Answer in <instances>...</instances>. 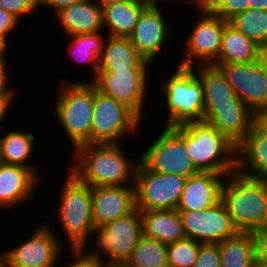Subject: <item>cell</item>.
I'll return each instance as SVG.
<instances>
[{
    "instance_id": "1",
    "label": "cell",
    "mask_w": 267,
    "mask_h": 267,
    "mask_svg": "<svg viewBox=\"0 0 267 267\" xmlns=\"http://www.w3.org/2000/svg\"><path fill=\"white\" fill-rule=\"evenodd\" d=\"M123 145L86 144L78 147L71 153L73 161L70 160L67 170L91 187L134 186L140 157L134 160Z\"/></svg>"
},
{
    "instance_id": "2",
    "label": "cell",
    "mask_w": 267,
    "mask_h": 267,
    "mask_svg": "<svg viewBox=\"0 0 267 267\" xmlns=\"http://www.w3.org/2000/svg\"><path fill=\"white\" fill-rule=\"evenodd\" d=\"M221 200L238 232L267 228V179L247 177L238 171L228 174Z\"/></svg>"
},
{
    "instance_id": "3",
    "label": "cell",
    "mask_w": 267,
    "mask_h": 267,
    "mask_svg": "<svg viewBox=\"0 0 267 267\" xmlns=\"http://www.w3.org/2000/svg\"><path fill=\"white\" fill-rule=\"evenodd\" d=\"M67 80L62 78L58 82L56 98L51 105L58 124L72 144L73 152L78 147L91 144L94 85L88 79Z\"/></svg>"
},
{
    "instance_id": "4",
    "label": "cell",
    "mask_w": 267,
    "mask_h": 267,
    "mask_svg": "<svg viewBox=\"0 0 267 267\" xmlns=\"http://www.w3.org/2000/svg\"><path fill=\"white\" fill-rule=\"evenodd\" d=\"M67 174L58 199L56 217L60 224L58 228L64 235L55 233L64 239L68 249H81L90 240L92 231L96 228L92 216V187L80 182L71 172ZM63 237H62V236ZM70 247V248H69Z\"/></svg>"
},
{
    "instance_id": "5",
    "label": "cell",
    "mask_w": 267,
    "mask_h": 267,
    "mask_svg": "<svg viewBox=\"0 0 267 267\" xmlns=\"http://www.w3.org/2000/svg\"><path fill=\"white\" fill-rule=\"evenodd\" d=\"M185 144L198 171L227 175L237 171V146L214 125L186 123Z\"/></svg>"
},
{
    "instance_id": "6",
    "label": "cell",
    "mask_w": 267,
    "mask_h": 267,
    "mask_svg": "<svg viewBox=\"0 0 267 267\" xmlns=\"http://www.w3.org/2000/svg\"><path fill=\"white\" fill-rule=\"evenodd\" d=\"M142 236V219L136 208L130 214L95 228L90 237L93 239L88 240L81 250L88 257L102 260L109 267H123ZM90 242L94 244L93 249L89 247Z\"/></svg>"
},
{
    "instance_id": "7",
    "label": "cell",
    "mask_w": 267,
    "mask_h": 267,
    "mask_svg": "<svg viewBox=\"0 0 267 267\" xmlns=\"http://www.w3.org/2000/svg\"><path fill=\"white\" fill-rule=\"evenodd\" d=\"M158 86L165 97V127H176L190 122L203 121L204 88L192 67H176Z\"/></svg>"
},
{
    "instance_id": "8",
    "label": "cell",
    "mask_w": 267,
    "mask_h": 267,
    "mask_svg": "<svg viewBox=\"0 0 267 267\" xmlns=\"http://www.w3.org/2000/svg\"><path fill=\"white\" fill-rule=\"evenodd\" d=\"M160 133V134H159ZM155 135V140L144 151L137 154L140 160L155 172L190 177L198 173L186 144L185 124L176 127H165Z\"/></svg>"
},
{
    "instance_id": "9",
    "label": "cell",
    "mask_w": 267,
    "mask_h": 267,
    "mask_svg": "<svg viewBox=\"0 0 267 267\" xmlns=\"http://www.w3.org/2000/svg\"><path fill=\"white\" fill-rule=\"evenodd\" d=\"M141 122L124 104L94 87L91 144H120L124 137L132 135L136 138L142 129Z\"/></svg>"
},
{
    "instance_id": "10",
    "label": "cell",
    "mask_w": 267,
    "mask_h": 267,
    "mask_svg": "<svg viewBox=\"0 0 267 267\" xmlns=\"http://www.w3.org/2000/svg\"><path fill=\"white\" fill-rule=\"evenodd\" d=\"M49 222L52 224L46 220L37 227L34 225L35 232L23 242L1 251L7 257L9 267H59V263L63 262L61 258L64 260L63 256H70L62 254L68 248H64V240L57 237L56 228Z\"/></svg>"
},
{
    "instance_id": "11",
    "label": "cell",
    "mask_w": 267,
    "mask_h": 267,
    "mask_svg": "<svg viewBox=\"0 0 267 267\" xmlns=\"http://www.w3.org/2000/svg\"><path fill=\"white\" fill-rule=\"evenodd\" d=\"M150 72V69L97 71L90 82L100 93L128 107L142 121L147 113V94L151 91L148 87L151 86L148 82Z\"/></svg>"
},
{
    "instance_id": "12",
    "label": "cell",
    "mask_w": 267,
    "mask_h": 267,
    "mask_svg": "<svg viewBox=\"0 0 267 267\" xmlns=\"http://www.w3.org/2000/svg\"><path fill=\"white\" fill-rule=\"evenodd\" d=\"M187 177L150 170L139 160L135 199L139 211L177 209Z\"/></svg>"
},
{
    "instance_id": "13",
    "label": "cell",
    "mask_w": 267,
    "mask_h": 267,
    "mask_svg": "<svg viewBox=\"0 0 267 267\" xmlns=\"http://www.w3.org/2000/svg\"><path fill=\"white\" fill-rule=\"evenodd\" d=\"M197 22L189 31L183 58L178 61L182 67L212 65L219 56L222 34L228 21L212 12H198ZM199 17V18H198Z\"/></svg>"
},
{
    "instance_id": "14",
    "label": "cell",
    "mask_w": 267,
    "mask_h": 267,
    "mask_svg": "<svg viewBox=\"0 0 267 267\" xmlns=\"http://www.w3.org/2000/svg\"><path fill=\"white\" fill-rule=\"evenodd\" d=\"M233 88L237 97L255 114L267 107V59L251 63L212 64Z\"/></svg>"
},
{
    "instance_id": "15",
    "label": "cell",
    "mask_w": 267,
    "mask_h": 267,
    "mask_svg": "<svg viewBox=\"0 0 267 267\" xmlns=\"http://www.w3.org/2000/svg\"><path fill=\"white\" fill-rule=\"evenodd\" d=\"M179 213L185 237L198 243L217 244L238 233L222 200L203 210Z\"/></svg>"
},
{
    "instance_id": "16",
    "label": "cell",
    "mask_w": 267,
    "mask_h": 267,
    "mask_svg": "<svg viewBox=\"0 0 267 267\" xmlns=\"http://www.w3.org/2000/svg\"><path fill=\"white\" fill-rule=\"evenodd\" d=\"M162 11L161 7H147L141 13L135 29L128 37L138 53L152 64L158 60L159 54L164 52L166 44L169 45L176 37L173 34L172 26L166 20L170 17H167Z\"/></svg>"
},
{
    "instance_id": "17",
    "label": "cell",
    "mask_w": 267,
    "mask_h": 267,
    "mask_svg": "<svg viewBox=\"0 0 267 267\" xmlns=\"http://www.w3.org/2000/svg\"><path fill=\"white\" fill-rule=\"evenodd\" d=\"M40 182L41 179L29 168L0 164V209L14 212L19 205L30 203V199L32 202Z\"/></svg>"
},
{
    "instance_id": "18",
    "label": "cell",
    "mask_w": 267,
    "mask_h": 267,
    "mask_svg": "<svg viewBox=\"0 0 267 267\" xmlns=\"http://www.w3.org/2000/svg\"><path fill=\"white\" fill-rule=\"evenodd\" d=\"M135 209V186L92 187V216L96 228Z\"/></svg>"
},
{
    "instance_id": "19",
    "label": "cell",
    "mask_w": 267,
    "mask_h": 267,
    "mask_svg": "<svg viewBox=\"0 0 267 267\" xmlns=\"http://www.w3.org/2000/svg\"><path fill=\"white\" fill-rule=\"evenodd\" d=\"M226 176L227 174L199 171L188 177L177 210H203L218 203Z\"/></svg>"
},
{
    "instance_id": "20",
    "label": "cell",
    "mask_w": 267,
    "mask_h": 267,
    "mask_svg": "<svg viewBox=\"0 0 267 267\" xmlns=\"http://www.w3.org/2000/svg\"><path fill=\"white\" fill-rule=\"evenodd\" d=\"M53 15L65 37L104 31L102 7L97 0H82Z\"/></svg>"
},
{
    "instance_id": "21",
    "label": "cell",
    "mask_w": 267,
    "mask_h": 267,
    "mask_svg": "<svg viewBox=\"0 0 267 267\" xmlns=\"http://www.w3.org/2000/svg\"><path fill=\"white\" fill-rule=\"evenodd\" d=\"M237 171L247 177L267 179V131L257 122L237 146Z\"/></svg>"
},
{
    "instance_id": "22",
    "label": "cell",
    "mask_w": 267,
    "mask_h": 267,
    "mask_svg": "<svg viewBox=\"0 0 267 267\" xmlns=\"http://www.w3.org/2000/svg\"><path fill=\"white\" fill-rule=\"evenodd\" d=\"M204 88V109L248 108L235 94L222 72L213 65L192 67Z\"/></svg>"
},
{
    "instance_id": "23",
    "label": "cell",
    "mask_w": 267,
    "mask_h": 267,
    "mask_svg": "<svg viewBox=\"0 0 267 267\" xmlns=\"http://www.w3.org/2000/svg\"><path fill=\"white\" fill-rule=\"evenodd\" d=\"M101 7L103 27L108 32L105 37H129L147 8L140 0H112L102 3Z\"/></svg>"
},
{
    "instance_id": "24",
    "label": "cell",
    "mask_w": 267,
    "mask_h": 267,
    "mask_svg": "<svg viewBox=\"0 0 267 267\" xmlns=\"http://www.w3.org/2000/svg\"><path fill=\"white\" fill-rule=\"evenodd\" d=\"M106 37L97 71L149 69L154 66L138 53L128 37Z\"/></svg>"
},
{
    "instance_id": "25",
    "label": "cell",
    "mask_w": 267,
    "mask_h": 267,
    "mask_svg": "<svg viewBox=\"0 0 267 267\" xmlns=\"http://www.w3.org/2000/svg\"><path fill=\"white\" fill-rule=\"evenodd\" d=\"M203 121L238 146L256 122V114L250 108L204 109Z\"/></svg>"
},
{
    "instance_id": "26",
    "label": "cell",
    "mask_w": 267,
    "mask_h": 267,
    "mask_svg": "<svg viewBox=\"0 0 267 267\" xmlns=\"http://www.w3.org/2000/svg\"><path fill=\"white\" fill-rule=\"evenodd\" d=\"M143 236L169 244L185 239L182 219L177 209L140 211Z\"/></svg>"
},
{
    "instance_id": "27",
    "label": "cell",
    "mask_w": 267,
    "mask_h": 267,
    "mask_svg": "<svg viewBox=\"0 0 267 267\" xmlns=\"http://www.w3.org/2000/svg\"><path fill=\"white\" fill-rule=\"evenodd\" d=\"M10 129L0 134L1 159L4 164L18 165L31 169L40 179V170L32 163L35 153L36 135L31 131ZM3 133V134H2ZM34 150V151H33Z\"/></svg>"
},
{
    "instance_id": "28",
    "label": "cell",
    "mask_w": 267,
    "mask_h": 267,
    "mask_svg": "<svg viewBox=\"0 0 267 267\" xmlns=\"http://www.w3.org/2000/svg\"><path fill=\"white\" fill-rule=\"evenodd\" d=\"M264 56V50L228 23L222 34L218 59L213 64L251 63Z\"/></svg>"
},
{
    "instance_id": "29",
    "label": "cell",
    "mask_w": 267,
    "mask_h": 267,
    "mask_svg": "<svg viewBox=\"0 0 267 267\" xmlns=\"http://www.w3.org/2000/svg\"><path fill=\"white\" fill-rule=\"evenodd\" d=\"M103 32L104 31L88 34H76L69 35L67 38L65 37V39H68V42H70L67 45V54L69 53L67 56H69L76 65H84V63L90 65L89 68L91 69V75L93 74V76L89 79V82L90 80L92 81L97 74L99 58L105 42Z\"/></svg>"
},
{
    "instance_id": "30",
    "label": "cell",
    "mask_w": 267,
    "mask_h": 267,
    "mask_svg": "<svg viewBox=\"0 0 267 267\" xmlns=\"http://www.w3.org/2000/svg\"><path fill=\"white\" fill-rule=\"evenodd\" d=\"M220 267H252L255 259V239L252 232H238L217 243Z\"/></svg>"
},
{
    "instance_id": "31",
    "label": "cell",
    "mask_w": 267,
    "mask_h": 267,
    "mask_svg": "<svg viewBox=\"0 0 267 267\" xmlns=\"http://www.w3.org/2000/svg\"><path fill=\"white\" fill-rule=\"evenodd\" d=\"M123 267H169L167 244L142 236Z\"/></svg>"
},
{
    "instance_id": "32",
    "label": "cell",
    "mask_w": 267,
    "mask_h": 267,
    "mask_svg": "<svg viewBox=\"0 0 267 267\" xmlns=\"http://www.w3.org/2000/svg\"><path fill=\"white\" fill-rule=\"evenodd\" d=\"M229 23L263 50L267 48V10L248 9Z\"/></svg>"
},
{
    "instance_id": "33",
    "label": "cell",
    "mask_w": 267,
    "mask_h": 267,
    "mask_svg": "<svg viewBox=\"0 0 267 267\" xmlns=\"http://www.w3.org/2000/svg\"><path fill=\"white\" fill-rule=\"evenodd\" d=\"M201 245L189 238L167 244L169 267H193Z\"/></svg>"
},
{
    "instance_id": "34",
    "label": "cell",
    "mask_w": 267,
    "mask_h": 267,
    "mask_svg": "<svg viewBox=\"0 0 267 267\" xmlns=\"http://www.w3.org/2000/svg\"><path fill=\"white\" fill-rule=\"evenodd\" d=\"M0 9L9 12L20 22L23 16L29 18L39 12L38 0H0Z\"/></svg>"
},
{
    "instance_id": "35",
    "label": "cell",
    "mask_w": 267,
    "mask_h": 267,
    "mask_svg": "<svg viewBox=\"0 0 267 267\" xmlns=\"http://www.w3.org/2000/svg\"><path fill=\"white\" fill-rule=\"evenodd\" d=\"M250 0H219L212 13L226 21L250 9Z\"/></svg>"
},
{
    "instance_id": "36",
    "label": "cell",
    "mask_w": 267,
    "mask_h": 267,
    "mask_svg": "<svg viewBox=\"0 0 267 267\" xmlns=\"http://www.w3.org/2000/svg\"><path fill=\"white\" fill-rule=\"evenodd\" d=\"M218 244H202L193 267H220Z\"/></svg>"
},
{
    "instance_id": "37",
    "label": "cell",
    "mask_w": 267,
    "mask_h": 267,
    "mask_svg": "<svg viewBox=\"0 0 267 267\" xmlns=\"http://www.w3.org/2000/svg\"><path fill=\"white\" fill-rule=\"evenodd\" d=\"M69 251L73 256L68 257L67 265L65 262L59 267H109L102 260L88 257L81 249H70Z\"/></svg>"
},
{
    "instance_id": "38",
    "label": "cell",
    "mask_w": 267,
    "mask_h": 267,
    "mask_svg": "<svg viewBox=\"0 0 267 267\" xmlns=\"http://www.w3.org/2000/svg\"><path fill=\"white\" fill-rule=\"evenodd\" d=\"M19 20L7 11L0 9V44L7 50L11 39V32L19 27ZM14 29V30H13ZM9 37V38H8ZM9 39V40H7Z\"/></svg>"
},
{
    "instance_id": "39",
    "label": "cell",
    "mask_w": 267,
    "mask_h": 267,
    "mask_svg": "<svg viewBox=\"0 0 267 267\" xmlns=\"http://www.w3.org/2000/svg\"><path fill=\"white\" fill-rule=\"evenodd\" d=\"M8 52L0 59V99H16V94L18 93L17 90H15L17 87L16 85L13 86V88L8 86L9 80V70L7 68V61L6 58H8ZM11 87V88H10ZM15 87V88H14ZM16 91V92H15Z\"/></svg>"
},
{
    "instance_id": "40",
    "label": "cell",
    "mask_w": 267,
    "mask_h": 267,
    "mask_svg": "<svg viewBox=\"0 0 267 267\" xmlns=\"http://www.w3.org/2000/svg\"><path fill=\"white\" fill-rule=\"evenodd\" d=\"M255 259L267 265V228L254 232Z\"/></svg>"
},
{
    "instance_id": "41",
    "label": "cell",
    "mask_w": 267,
    "mask_h": 267,
    "mask_svg": "<svg viewBox=\"0 0 267 267\" xmlns=\"http://www.w3.org/2000/svg\"><path fill=\"white\" fill-rule=\"evenodd\" d=\"M82 0H38V9L46 7L52 9V13H57L64 7L70 6L71 4L80 2Z\"/></svg>"
},
{
    "instance_id": "42",
    "label": "cell",
    "mask_w": 267,
    "mask_h": 267,
    "mask_svg": "<svg viewBox=\"0 0 267 267\" xmlns=\"http://www.w3.org/2000/svg\"><path fill=\"white\" fill-rule=\"evenodd\" d=\"M219 0H185L184 4L195 7L197 12H212Z\"/></svg>"
},
{
    "instance_id": "43",
    "label": "cell",
    "mask_w": 267,
    "mask_h": 267,
    "mask_svg": "<svg viewBox=\"0 0 267 267\" xmlns=\"http://www.w3.org/2000/svg\"><path fill=\"white\" fill-rule=\"evenodd\" d=\"M13 101H15V99H0V127H2L1 124L3 125L6 116L8 119V115L10 112L9 110L10 108H12L14 103Z\"/></svg>"
},
{
    "instance_id": "44",
    "label": "cell",
    "mask_w": 267,
    "mask_h": 267,
    "mask_svg": "<svg viewBox=\"0 0 267 267\" xmlns=\"http://www.w3.org/2000/svg\"><path fill=\"white\" fill-rule=\"evenodd\" d=\"M256 122L267 131V107L256 114Z\"/></svg>"
},
{
    "instance_id": "45",
    "label": "cell",
    "mask_w": 267,
    "mask_h": 267,
    "mask_svg": "<svg viewBox=\"0 0 267 267\" xmlns=\"http://www.w3.org/2000/svg\"><path fill=\"white\" fill-rule=\"evenodd\" d=\"M250 9L267 10V0H250Z\"/></svg>"
},
{
    "instance_id": "46",
    "label": "cell",
    "mask_w": 267,
    "mask_h": 267,
    "mask_svg": "<svg viewBox=\"0 0 267 267\" xmlns=\"http://www.w3.org/2000/svg\"><path fill=\"white\" fill-rule=\"evenodd\" d=\"M143 4H145L147 7H161V2H163L164 1V3H165V1H170V0H140ZM171 1H173V0H171ZM182 1V3H184V1L185 0H180V2ZM160 2V3H159ZM176 2H178L177 0H176ZM160 4V5H159Z\"/></svg>"
},
{
    "instance_id": "47",
    "label": "cell",
    "mask_w": 267,
    "mask_h": 267,
    "mask_svg": "<svg viewBox=\"0 0 267 267\" xmlns=\"http://www.w3.org/2000/svg\"><path fill=\"white\" fill-rule=\"evenodd\" d=\"M0 267H9L7 257L2 252L0 253Z\"/></svg>"
},
{
    "instance_id": "48",
    "label": "cell",
    "mask_w": 267,
    "mask_h": 267,
    "mask_svg": "<svg viewBox=\"0 0 267 267\" xmlns=\"http://www.w3.org/2000/svg\"><path fill=\"white\" fill-rule=\"evenodd\" d=\"M8 52L1 44H0V59Z\"/></svg>"
},
{
    "instance_id": "49",
    "label": "cell",
    "mask_w": 267,
    "mask_h": 267,
    "mask_svg": "<svg viewBox=\"0 0 267 267\" xmlns=\"http://www.w3.org/2000/svg\"><path fill=\"white\" fill-rule=\"evenodd\" d=\"M252 267H267V265H264L259 261L255 260Z\"/></svg>"
},
{
    "instance_id": "50",
    "label": "cell",
    "mask_w": 267,
    "mask_h": 267,
    "mask_svg": "<svg viewBox=\"0 0 267 267\" xmlns=\"http://www.w3.org/2000/svg\"><path fill=\"white\" fill-rule=\"evenodd\" d=\"M100 4H102V3H105V2H107V1H112V0H97Z\"/></svg>"
},
{
    "instance_id": "51",
    "label": "cell",
    "mask_w": 267,
    "mask_h": 267,
    "mask_svg": "<svg viewBox=\"0 0 267 267\" xmlns=\"http://www.w3.org/2000/svg\"><path fill=\"white\" fill-rule=\"evenodd\" d=\"M264 56L267 59V48L264 50Z\"/></svg>"
},
{
    "instance_id": "52",
    "label": "cell",
    "mask_w": 267,
    "mask_h": 267,
    "mask_svg": "<svg viewBox=\"0 0 267 267\" xmlns=\"http://www.w3.org/2000/svg\"><path fill=\"white\" fill-rule=\"evenodd\" d=\"M2 159H1V150H0V164H2Z\"/></svg>"
}]
</instances>
